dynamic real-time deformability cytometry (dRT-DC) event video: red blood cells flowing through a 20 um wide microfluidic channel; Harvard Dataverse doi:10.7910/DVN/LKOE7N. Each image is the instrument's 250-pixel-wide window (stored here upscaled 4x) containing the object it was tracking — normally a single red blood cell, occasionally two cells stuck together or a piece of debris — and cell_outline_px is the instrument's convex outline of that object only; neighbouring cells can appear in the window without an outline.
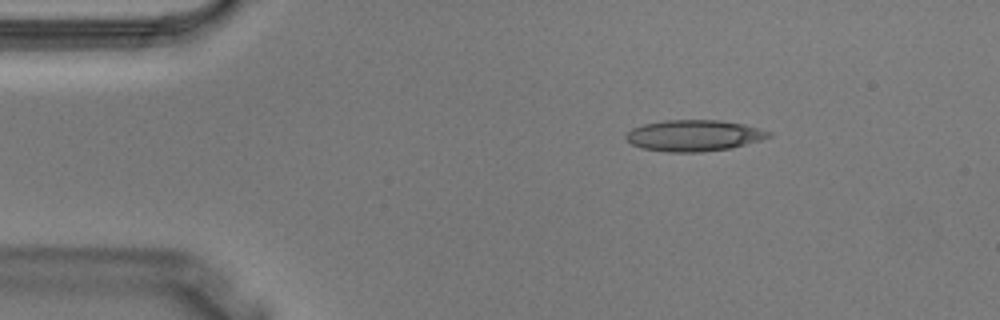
{"species": "Egyptian fruit bat (a non-hibernating species)", "species_latin": "Rousettus aegyptiacus", "temperature_condition": "warm", "stored_images_in_passage": 2, "camera_frame_rate_fps": 3000, "um_per_image_px": 0.085, "animal": {"sex": "male"}, "frame": {"image": 1, "passage_image": 1, "time_ms": 0.0, "image_size_px": [1000, 320], "cell_outline_px": [[772, 136], [760, 140], [732, 148], [700, 152], [668, 152], [640, 148], [632, 144], [624, 136], [632, 128], [644, 124], [664, 120], [720, 120], [744, 124], [760, 128], [772, 132]], "centroid_in_image_um": [59.0, 11.52], "position_along_channel_um": 26.0, "area_um2": 26.07}}